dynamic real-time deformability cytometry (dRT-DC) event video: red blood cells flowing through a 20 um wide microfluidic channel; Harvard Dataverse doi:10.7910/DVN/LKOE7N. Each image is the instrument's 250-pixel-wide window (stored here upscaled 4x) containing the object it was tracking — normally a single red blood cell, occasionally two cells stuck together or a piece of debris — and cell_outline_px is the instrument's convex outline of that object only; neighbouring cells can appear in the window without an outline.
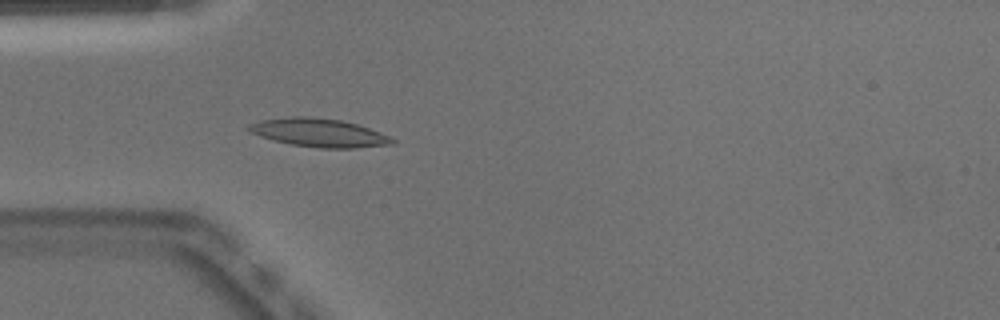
{"species": "Egyptian fruit bat (a non-hibernating species)", "species_latin": "Rousettus aegyptiacus", "temperature_condition": "warm", "stored_images_in_passage": 50, "camera_frame_rate_fps": 3000, "um_per_image_px": 0.085, "animal": {"sex": "male"}, "frame": {"image": 1, "passage_image": 14, "time_ms": 4.333, "image_size_px": [1000, 320], "cell_outline_px": [[396, 144], [356, 148], [320, 148], [292, 144], [260, 136], [252, 132], [248, 128], [248, 124], [260, 120], [292, 116], [304, 116], [340, 120], [356, 124], [392, 136], [396, 140]], "centroid_in_image_um": [27.18, 11.28], "position_along_channel_um": 57.8, "area_um2": 23.58}}
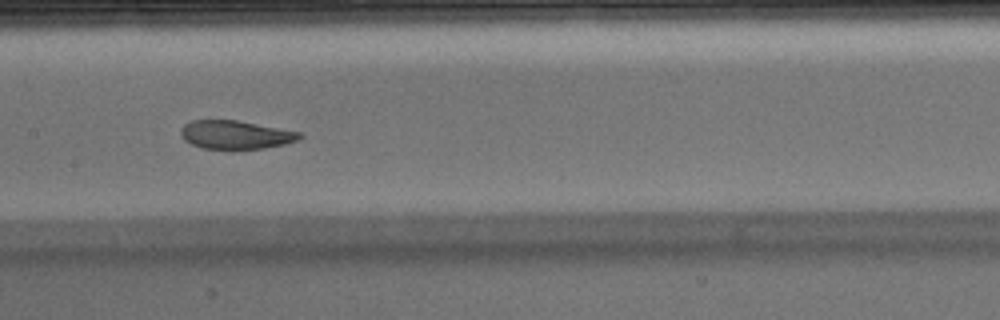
{"frame": {"image": 2, "passage_image": 24, "time_ms": 7.667, "image_size_px": [1000, 320], "cell_outline_px": [[304, 136], [296, 140], [284, 144], [264, 148], [232, 152], [200, 148], [184, 140], [180, 132], [180, 128], [184, 124], [192, 120], [236, 120], [300, 132]], "centroid_in_image_um": [19.98, 11.5], "position_along_channel_um": 187.4, "area_um2": 20.35}}
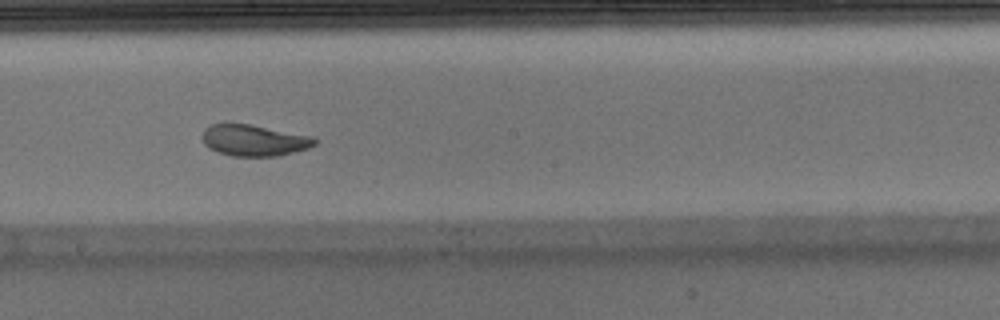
{"frame": {"image": 3, "passage_image": 27, "time_ms": 8.667, "image_size_px": [1000, 320], "cell_outline_px": [[316, 144], [308, 148], [276, 156], [232, 156], [216, 152], [208, 148], [204, 144], [200, 136], [204, 128], [208, 124], [252, 124], [312, 136], [316, 140]], "centroid_in_image_um": [21.53, 11.92], "position_along_channel_um": 226.7, "area_um2": 20.69}, "authors_computed_cell_mechanics": {"area_um2": 21.8484, "velocity_mm_per_s": 3.9324, "shape_relaxation_time_tau1_ms": 3.5746, "shape_relaxation_time_tau2_ms": 1.1161, "deformation_change_tau1": 0.1696, "deformation_change_tau2": 0.0787}}